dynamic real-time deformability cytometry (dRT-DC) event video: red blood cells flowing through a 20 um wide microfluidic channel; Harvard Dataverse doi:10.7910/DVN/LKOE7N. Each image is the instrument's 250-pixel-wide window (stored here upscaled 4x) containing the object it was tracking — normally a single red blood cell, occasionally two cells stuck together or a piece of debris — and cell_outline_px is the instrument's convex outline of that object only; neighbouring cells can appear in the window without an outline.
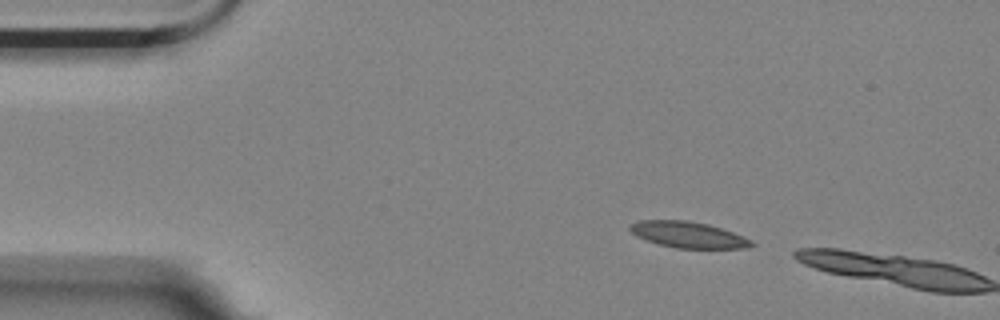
{"species": "Egyptian fruit bat (a non-hibernating species)", "species_latin": "Rousettus aegyptiacus", "temperature_condition": "room temperature", "stored_images_in_passage": 5, "segment_of_instrument_passage": [1, 2], "camera_frame_rate_fps": 3000, "um_per_image_px": 0.085, "animal": {"sex": "female"}, "frame": {"image": 1, "passage_image": 1, "time_ms": 0.0, "image_size_px": [1000, 320], "cell_outline_px": [[756, 244], [748, 248], [676, 248], [660, 244], [636, 236], [628, 228], [628, 224], [636, 220], [688, 220], [708, 224], [732, 232], [752, 240]], "centroid_in_image_um": [58.47, 19.94], "position_along_channel_um": 26.5, "area_um2": 18.5}}
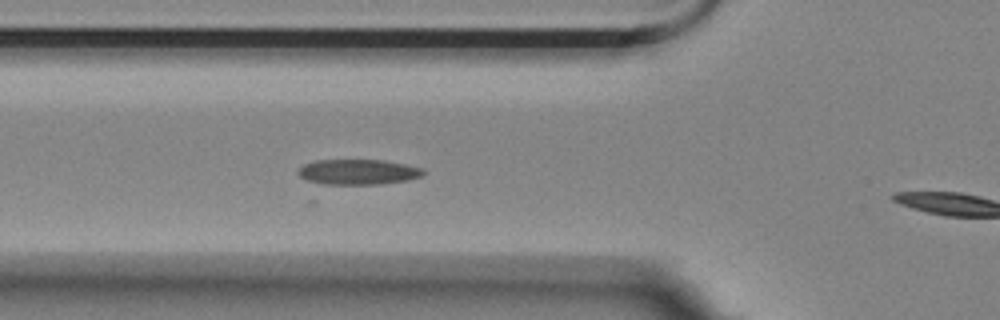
{"frame": {"image": 2, "passage_image": 4, "time_ms": 1.0, "image_size_px": [1000, 320], "cell_outline_px": [[424, 172], [420, 176], [408, 180], [380, 184], [324, 184], [308, 180], [300, 176], [296, 172], [304, 164], [316, 160], [384, 160], [424, 168]], "centroid_in_image_um": [30.44, 14.61], "position_along_channel_um": 95.4, "area_um2": 18.32}}